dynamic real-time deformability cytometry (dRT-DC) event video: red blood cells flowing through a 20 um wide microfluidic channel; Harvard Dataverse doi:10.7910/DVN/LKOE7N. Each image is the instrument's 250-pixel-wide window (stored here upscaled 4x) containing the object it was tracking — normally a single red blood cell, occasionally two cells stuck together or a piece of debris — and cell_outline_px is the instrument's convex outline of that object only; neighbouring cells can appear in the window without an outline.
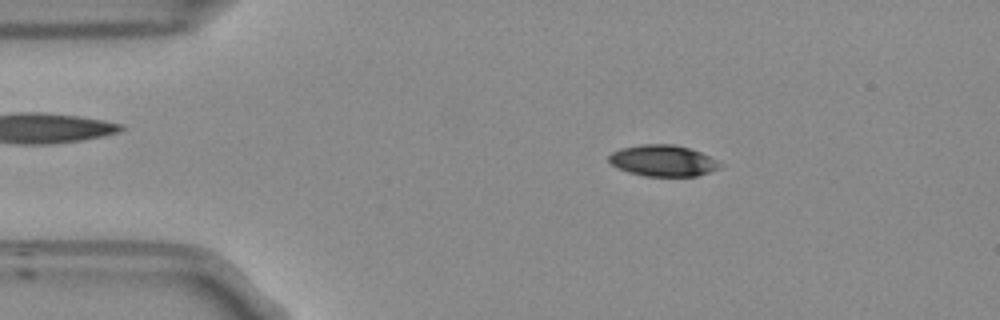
{"species": "Egyptian fruit bat (a non-hibernating species)", "species_latin": "Rousettus aegyptiacus", "temperature_condition": "room temperature", "stored_images_in_passage": 53, "camera_frame_rate_fps": 3000, "um_per_image_px": 0.085, "frame": {"image": 1, "passage_image": 9, "time_ms": 2.667, "image_size_px": [1000, 320], "cell_outline_px": [[724, 164], [720, 168], [696, 176], [644, 176], [628, 172], [612, 164], [608, 160], [608, 156], [612, 152], [620, 148], [640, 144], [672, 144], [688, 148], [700, 152]], "centroid_in_image_um": [56.34, 13.65], "position_along_channel_um": 28.7, "area_um2": 20.17}}
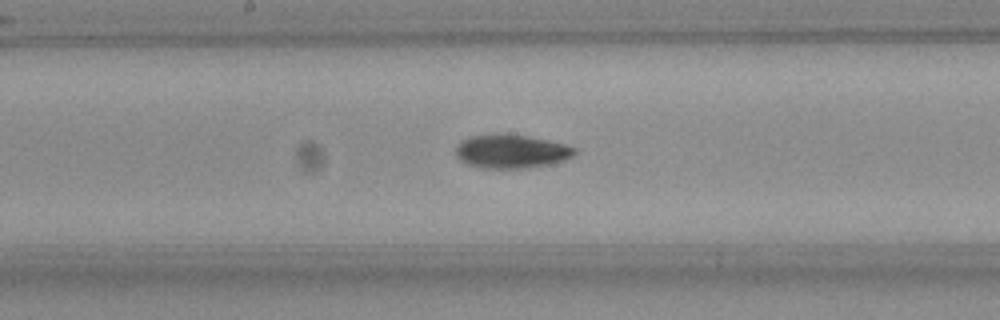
{"frame": {"image": 2, "passage_image": 27, "time_ms": 8.667, "image_size_px": [1000, 320], "cell_outline_px": [[576, 152], [572, 156], [564, 160], [552, 164], [532, 168], [480, 168], [468, 164], [460, 160], [456, 156], [456, 144], [460, 140], [468, 136], [500, 132], [504, 132], [528, 136], [548, 140], [564, 144], [576, 148]], "centroid_in_image_um": [43.42, 12.85], "position_along_channel_um": 204.8, "area_um2": 23.93}}
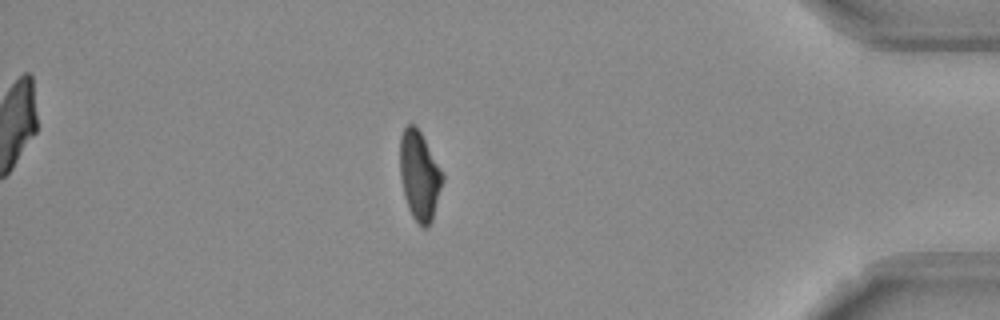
{"frame": {"image": 3, "passage_image": 46, "time_ms": 15.0, "image_size_px": [1000, 320], "cell_outline_px": [[444, 180], [432, 220], [424, 228], [412, 216], [408, 208], [404, 196], [400, 176], [400, 136], [404, 128], [408, 124], [416, 124], [440, 168], [444, 176]], "centroid_in_image_um": [35.64, 14.9], "position_along_channel_um": 399.6, "area_um2": 21.96}, "authors_computed_cell_mechanics": {"area_um2": 22.253, "velocity_mm_per_s": 3.7535, "shape_relaxation_time_tau1_ms": 3.4213, "shape_relaxation_time_tau2_ms": null, "deformation_change_tau1": 0.1305, "deformation_change_tau2": null}}